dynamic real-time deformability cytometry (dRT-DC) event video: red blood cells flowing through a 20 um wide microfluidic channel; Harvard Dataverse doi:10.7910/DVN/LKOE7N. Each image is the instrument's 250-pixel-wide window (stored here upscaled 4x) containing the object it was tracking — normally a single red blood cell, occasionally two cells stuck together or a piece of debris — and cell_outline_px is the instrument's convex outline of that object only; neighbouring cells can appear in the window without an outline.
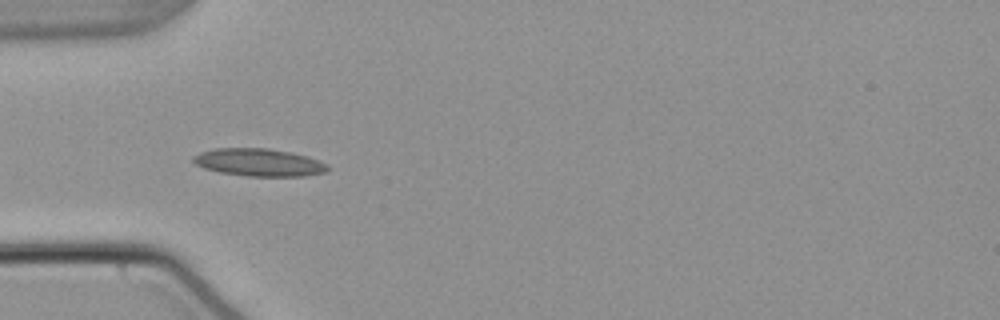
{"species": "common noctule bat (a hibernating species)", "species_latin": "Nyctalus noctula", "temperature_condition": "warm", "stored_images_in_passage": 7, "camera_frame_rate_fps": 3000, "um_per_image_px": 0.085, "animal": {"sex": "male", "body_mass_g": 21.5, "forearm_length_mm": 52.0}, "frame": {"image": 1, "passage_image": 3, "time_ms": 0.667, "image_size_px": [1000, 320], "cell_outline_px": [[328, 172], [304, 176], [248, 176], [220, 172], [204, 168], [196, 164], [192, 160], [192, 156], [200, 152], [216, 148], [268, 148], [288, 152], [304, 156], [328, 164]], "centroid_in_image_um": [21.99, 13.81], "position_along_channel_um": 63.0, "area_um2": 21.44}}